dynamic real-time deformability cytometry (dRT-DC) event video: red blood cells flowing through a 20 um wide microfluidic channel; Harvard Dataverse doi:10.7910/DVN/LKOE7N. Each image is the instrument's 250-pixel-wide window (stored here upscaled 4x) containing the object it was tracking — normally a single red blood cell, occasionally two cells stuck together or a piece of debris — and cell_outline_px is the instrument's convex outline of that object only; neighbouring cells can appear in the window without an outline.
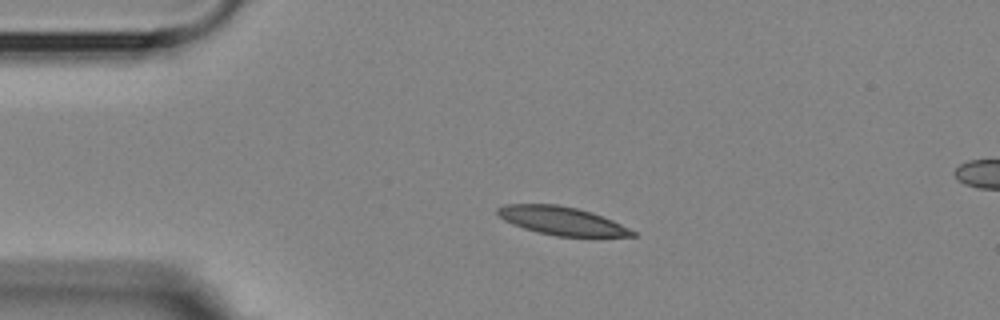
{"species": "Egyptian fruit bat (a non-hibernating species)", "species_latin": "Rousettus aegyptiacus", "temperature_condition": "room temperature", "stored_images_in_passage": 4, "camera_frame_rate_fps": 3000, "um_per_image_px": 0.085, "animal": {"sex": "female"}, "frame": {"image": 1, "passage_image": 2, "time_ms": 1.667, "image_size_px": [1000, 320], "cell_outline_px": [[636, 236], [556, 236], [524, 228], [512, 224], [504, 220], [496, 212], [496, 208], [504, 204], [556, 204], [576, 208], [592, 212], [612, 220], [636, 232]], "centroid_in_image_um": [47.72, 18.75], "position_along_channel_um": 37.3, "area_um2": 21.96}}